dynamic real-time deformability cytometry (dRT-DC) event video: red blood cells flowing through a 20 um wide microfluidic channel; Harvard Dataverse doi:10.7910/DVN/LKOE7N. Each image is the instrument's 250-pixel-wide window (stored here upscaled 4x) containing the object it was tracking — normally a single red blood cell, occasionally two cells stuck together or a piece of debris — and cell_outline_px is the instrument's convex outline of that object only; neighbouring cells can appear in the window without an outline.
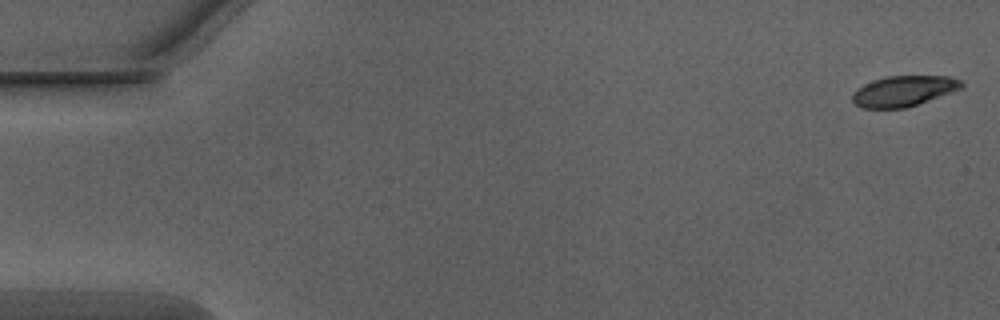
{"species": "Egyptian fruit bat (a non-hibernating species)", "species_latin": "Rousettus aegyptiacus", "temperature_condition": "warm", "stored_images_in_passage": 51, "camera_frame_rate_fps": 3000, "um_per_image_px": 0.085, "animal": {"sex": "male"}, "frame": {"image": 1, "passage_image": 1, "time_ms": 0.0, "image_size_px": [1000, 320], "cell_outline_px": [[964, 88], [904, 108], [860, 108], [852, 100], [852, 92], [856, 88], [872, 80], [888, 76], [948, 76], [960, 80], [964, 84]], "centroid_in_image_um": [76.78, 7.73], "position_along_channel_um": 8.2, "area_um2": 19.42}}
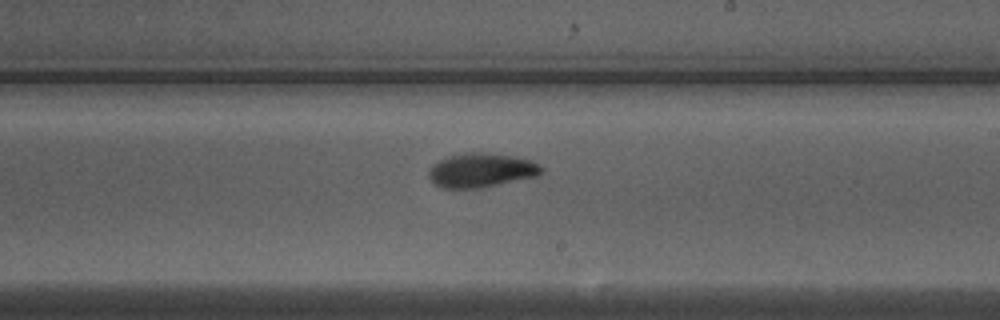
{"frame": {"image": 2, "passage_image": 30, "time_ms": 9.667, "image_size_px": [1000, 320], "cell_outline_px": [[544, 172], [536, 176], [480, 188], [444, 188], [436, 184], [428, 176], [428, 172], [432, 164], [448, 156], [464, 152], [484, 152], [512, 156], [532, 160], [540, 164], [544, 168]], "centroid_in_image_um": [40.92, 14.46], "position_along_channel_um": 248.1, "area_um2": 22.48}}
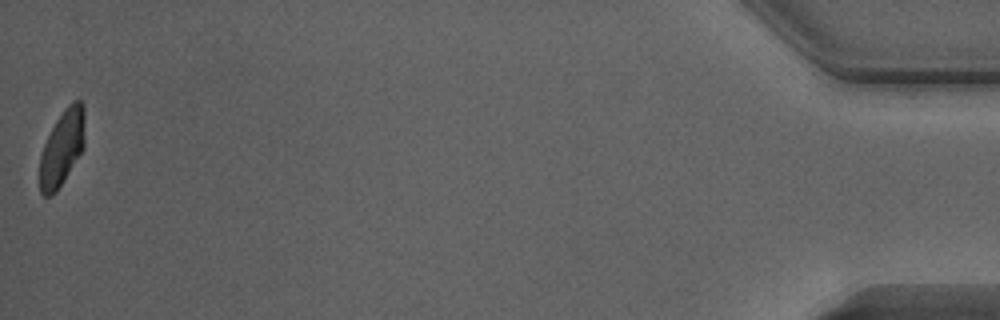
{"frame": {"image": 3, "passage_image": 51, "time_ms": 16.667, "image_size_px": [1000, 320], "cell_outline_px": [[84, 148], [56, 192], [52, 196], [44, 196], [40, 192], [40, 156], [44, 144], [56, 120], [64, 108], [72, 100], [80, 100], [84, 104]], "centroid_in_image_um": [5.28, 12.55], "position_along_channel_um": 429.9, "area_um2": 19.83}, "authors_computed_cell_mechanics": {"area_um2": 21.1548, "velocity_mm_per_s": 4.0237, "shape_relaxation_time_tau1_ms": 2.6305, "shape_relaxation_time_tau2_ms": 1.9449, "deformation_change_tau1": 0.1716, "deformation_change_tau2": 0.0637}}